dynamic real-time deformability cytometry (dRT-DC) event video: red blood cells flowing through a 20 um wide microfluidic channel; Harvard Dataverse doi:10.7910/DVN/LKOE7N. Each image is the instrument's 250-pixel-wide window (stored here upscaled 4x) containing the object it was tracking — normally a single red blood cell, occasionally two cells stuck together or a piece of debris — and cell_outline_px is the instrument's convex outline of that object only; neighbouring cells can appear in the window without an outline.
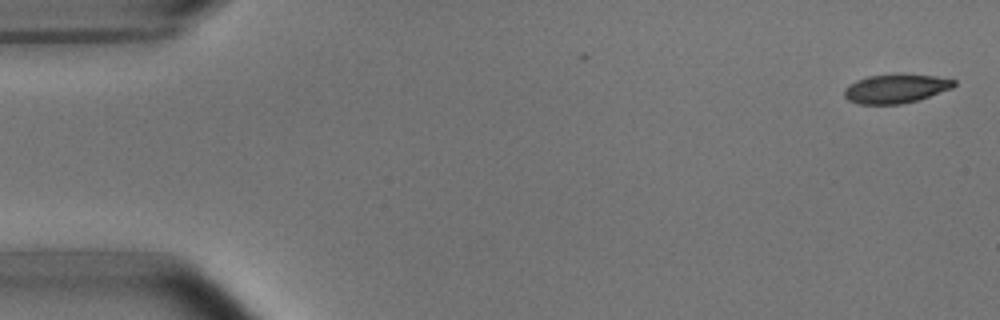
{"species": "common noctule bat (a hibernating species)", "species_latin": "Nyctalus noctula", "temperature_condition": "room temperature", "stored_images_in_passage": 3, "camera_frame_rate_fps": 3000, "um_per_image_px": 0.085, "animal": {"sex": "male", "body_mass_g": 15.6}, "frame": {"image": 1, "passage_image": 1, "time_ms": 0.0, "image_size_px": [1000, 320], "cell_outline_px": [[956, 84], [952, 88], [916, 100], [900, 104], [860, 104], [848, 100], [844, 96], [844, 88], [848, 84], [856, 80], [868, 76], [896, 72], [900, 72], [936, 76], [956, 80]], "centroid_in_image_um": [76.12, 7.49], "position_along_channel_um": 8.9, "area_um2": 18.9}}